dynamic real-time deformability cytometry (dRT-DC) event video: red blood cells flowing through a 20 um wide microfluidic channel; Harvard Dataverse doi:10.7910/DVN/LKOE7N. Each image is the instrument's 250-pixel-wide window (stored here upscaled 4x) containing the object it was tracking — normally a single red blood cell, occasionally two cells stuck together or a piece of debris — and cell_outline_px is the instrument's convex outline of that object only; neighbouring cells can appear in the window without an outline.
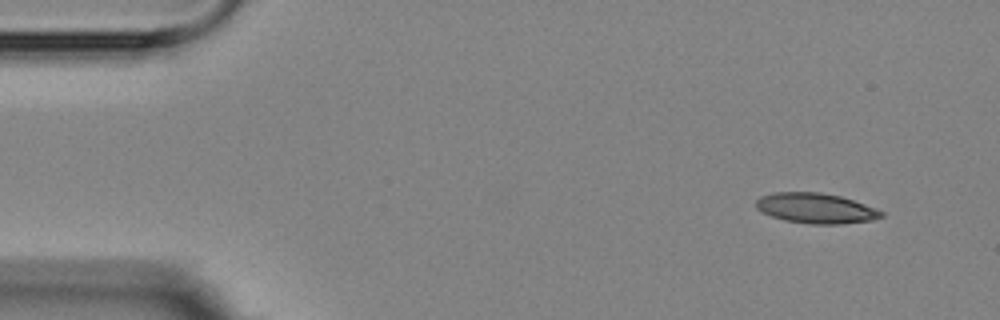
{"species": "Egyptian fruit bat (a non-hibernating species)", "species_latin": "Rousettus aegyptiacus", "temperature_condition": "room temperature", "stored_images_in_passage": 4, "camera_frame_rate_fps": 3000, "um_per_image_px": 0.085, "animal": {"sex": "female"}, "frame": {"image": 1, "passage_image": 1, "time_ms": 0.0, "image_size_px": [1000, 320], "cell_outline_px": [[884, 216], [872, 220], [840, 224], [808, 224], [784, 220], [772, 216], [756, 208], [756, 200], [760, 196], [772, 192], [820, 192], [840, 196], [876, 208], [884, 212]], "centroid_in_image_um": [69.34, 17.7], "position_along_channel_um": 15.7, "area_um2": 22.08}}
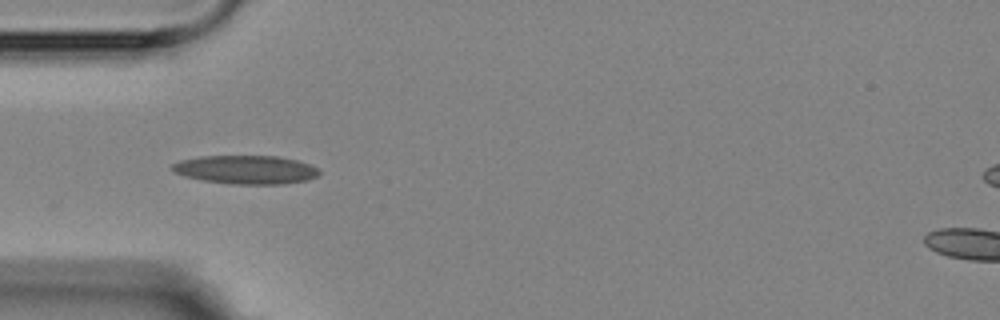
{"frame": {"image": 2, "passage_image": 4, "time_ms": 4.0, "image_size_px": [1000, 320], "cell_outline_px": [[320, 172], [316, 176], [308, 180], [284, 184], [232, 184], [204, 180], [184, 176], [172, 172], [172, 164], [180, 160], [200, 156], [276, 156], [296, 160], [308, 164], [316, 168]], "centroid_in_image_um": [20.87, 14.42], "position_along_channel_um": 64.1, "area_um2": 24.39}}